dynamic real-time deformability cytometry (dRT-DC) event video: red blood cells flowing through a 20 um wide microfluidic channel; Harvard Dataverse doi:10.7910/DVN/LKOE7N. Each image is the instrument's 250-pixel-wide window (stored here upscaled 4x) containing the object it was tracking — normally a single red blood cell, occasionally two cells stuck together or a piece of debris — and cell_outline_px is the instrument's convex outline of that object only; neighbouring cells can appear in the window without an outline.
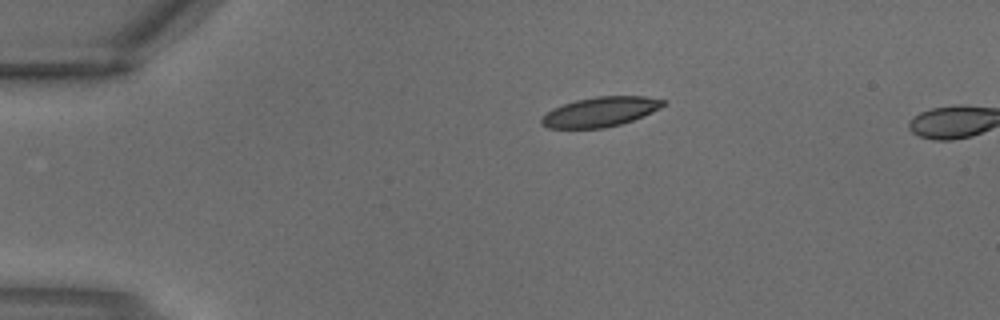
{"species": "common noctule bat (a hibernating species)", "species_latin": "Nyctalus noctula", "temperature_condition": "warm", "stored_images_in_passage": 2, "camera_frame_rate_fps": 3000, "um_per_image_px": 0.085, "animal": {"sex": "male", "body_mass_g": 18.8}, "frame": {"image": 1, "passage_image": 1, "time_ms": 0.0, "image_size_px": [1000, 320], "cell_outline_px": [[668, 104], [652, 112], [632, 120], [620, 124], [604, 128], [548, 128], [540, 124], [540, 120], [552, 108], [576, 100], [596, 96], [644, 96], [668, 100]], "centroid_in_image_um": [51.06, 9.49], "position_along_channel_um": 33.9, "area_um2": 21.1}}